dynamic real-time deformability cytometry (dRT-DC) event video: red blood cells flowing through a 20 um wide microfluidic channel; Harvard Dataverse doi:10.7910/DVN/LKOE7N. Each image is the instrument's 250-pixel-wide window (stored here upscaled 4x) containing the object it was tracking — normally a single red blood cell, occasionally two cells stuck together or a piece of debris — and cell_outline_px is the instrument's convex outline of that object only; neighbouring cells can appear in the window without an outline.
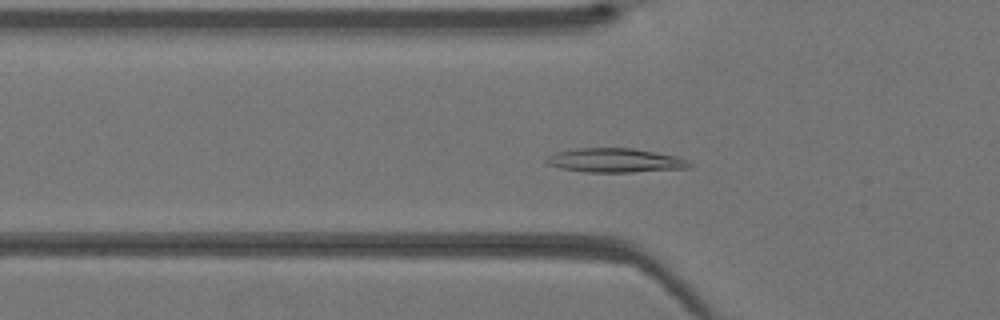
{"species": "Egyptian fruit bat (a non-hibernating species)", "species_latin": "Rousettus aegyptiacus", "temperature_condition": "warm", "stored_images_in_passage": 40, "camera_frame_rate_fps": 3000, "um_per_image_px": 0.085, "animal": {"sex": "female"}, "frame": {"image": 1, "passage_image": 12, "time_ms": 3.667, "image_size_px": [1000, 320], "cell_outline_px": [[692, 168], [632, 172], [584, 172], [560, 168], [548, 164], [544, 160], [548, 156], [556, 152], [576, 148], [632, 148], [656, 152], [676, 156], [688, 160], [692, 164]], "centroid_in_image_um": [52.31, 13.63], "position_along_channel_um": 73.5, "area_um2": 20.23}}
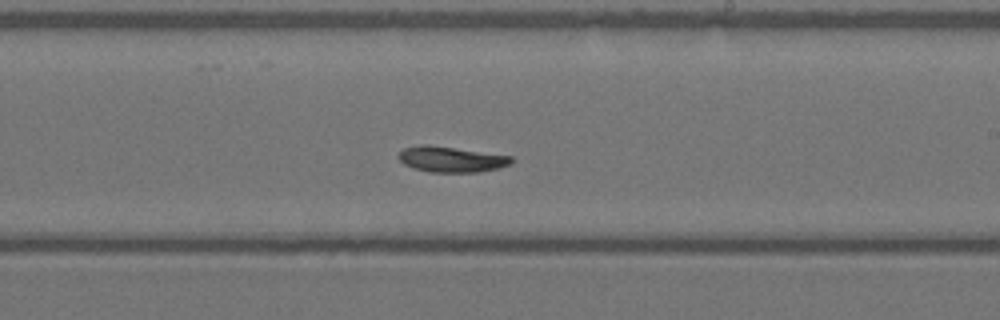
{"frame": {"image": 2, "passage_image": 23, "time_ms": 7.333, "image_size_px": [1000, 320], "cell_outline_px": [[512, 164], [480, 172], [428, 172], [412, 168], [404, 164], [396, 156], [404, 148], [420, 144], [428, 144], [512, 156]], "centroid_in_image_um": [38.31, 13.54], "position_along_channel_um": 250.7, "area_um2": 16.94}}
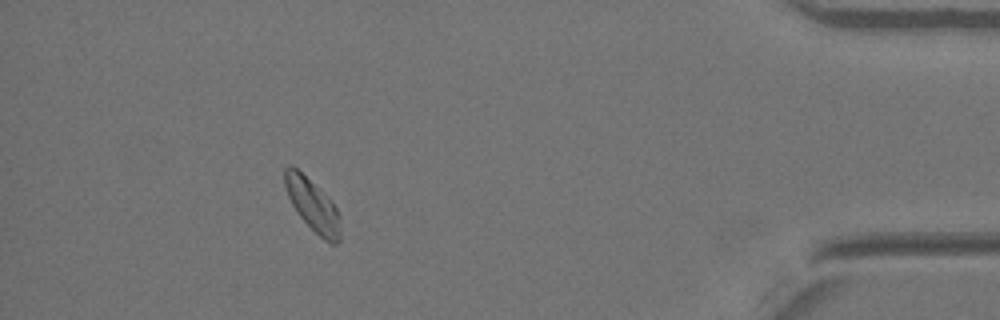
{"frame": {"image": 3, "passage_image": 36, "time_ms": 11.667, "image_size_px": [1000, 320], "cell_outline_px": [[340, 240], [336, 244], [332, 244], [324, 240], [300, 216], [292, 204], [288, 196], [284, 184], [284, 168], [288, 164], [292, 164], [328, 196], [332, 200], [340, 216]], "centroid_in_image_um": [26.58, 17.41], "position_along_channel_um": 408.6, "area_um2": 16.88}}